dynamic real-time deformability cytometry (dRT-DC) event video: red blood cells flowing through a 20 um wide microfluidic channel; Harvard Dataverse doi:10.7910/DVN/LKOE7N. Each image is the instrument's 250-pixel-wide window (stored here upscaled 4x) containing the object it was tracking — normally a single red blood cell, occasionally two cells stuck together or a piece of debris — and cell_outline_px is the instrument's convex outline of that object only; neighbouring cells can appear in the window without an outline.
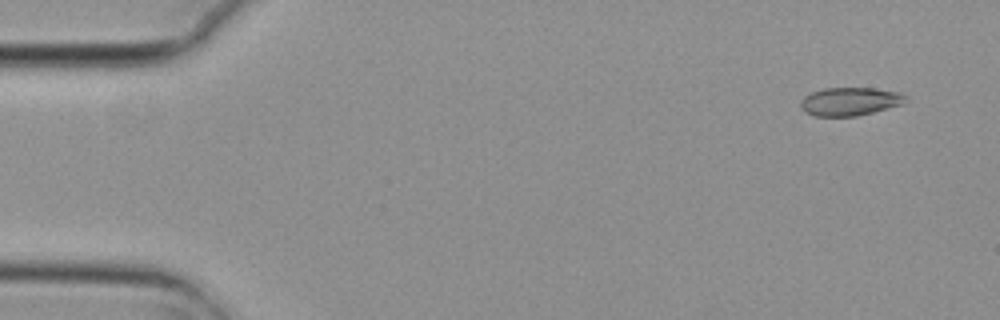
{"species": "common noctule bat (a hibernating species)", "species_latin": "Nyctalus noctula", "temperature_condition": "cold", "stored_images_in_passage": 4, "camera_frame_rate_fps": 3000, "um_per_image_px": 0.085, "animal": {"sex": "female", "body_mass_g": 29.2, "forearm_length_mm": 56.3}, "frame": {"image": 1, "passage_image": 1, "time_ms": 0.0, "image_size_px": [1000, 320], "cell_outline_px": [[908, 100], [904, 104], [856, 116], [812, 116], [800, 104], [800, 100], [804, 96], [812, 92], [824, 88], [876, 88], [900, 92], [908, 96]], "centroid_in_image_um": [72.3, 8.61], "position_along_channel_um": 12.7, "area_um2": 17.34}}